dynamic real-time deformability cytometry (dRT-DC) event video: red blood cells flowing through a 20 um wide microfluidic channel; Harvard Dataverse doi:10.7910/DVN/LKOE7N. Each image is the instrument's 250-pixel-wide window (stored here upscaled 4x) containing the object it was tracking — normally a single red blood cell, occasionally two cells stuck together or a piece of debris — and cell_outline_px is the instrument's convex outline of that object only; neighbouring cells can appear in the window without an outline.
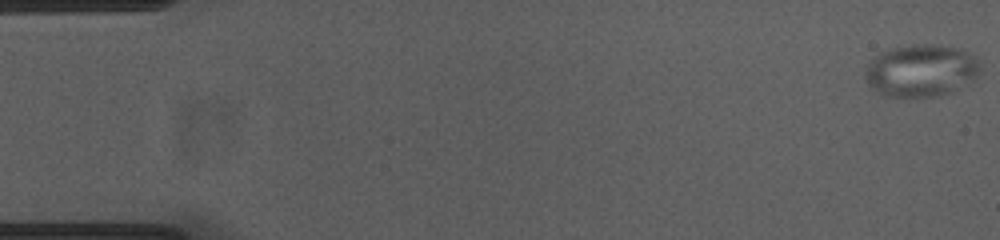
{"species": "common noctule bat (a hibernating species)", "species_latin": "Nyctalus noctula", "temperature_condition": "cold", "stored_images_in_passage": 54, "camera_frame_rate_fps": 3000, "um_per_image_px": 0.085, "animal": {"sex": "female", "body_mass_g": 23.0, "forearm_length_mm": 53.4}, "frame": {"image": 1, "passage_image": 1, "time_ms": 0.0, "image_size_px": [1000, 240], "cell_outline_px": [[980, 72], [968, 84], [948, 92], [936, 96], [888, 96], [868, 88], [864, 76], [868, 64], [880, 52], [892, 48], [912, 44], [928, 44], [960, 48], [980, 68]], "centroid_in_image_um": [78.21, 6.0], "position_along_channel_um": 6.8, "area_um2": 34.45}}
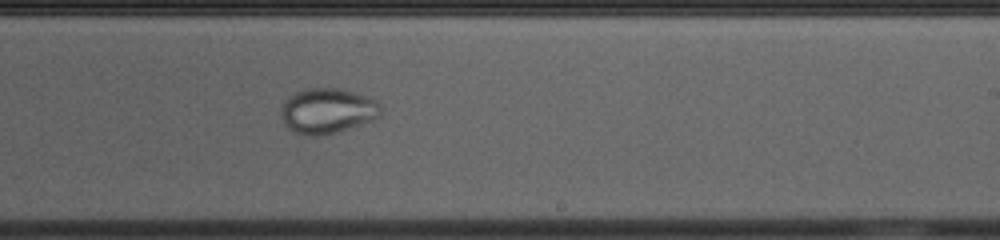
{"frame": {"image": 2, "passage_image": 33, "time_ms": 10.667, "image_size_px": [1000, 240], "cell_outline_px": [[380, 116], [372, 120], [336, 132], [316, 136], [312, 136], [292, 132], [284, 124], [280, 116], [280, 112], [284, 100], [288, 96], [296, 92], [308, 88], [336, 88], [352, 92], [376, 100], [380, 108]], "centroid_in_image_um": [27.76, 9.43], "position_along_channel_um": 261.2, "area_um2": 26.13}}
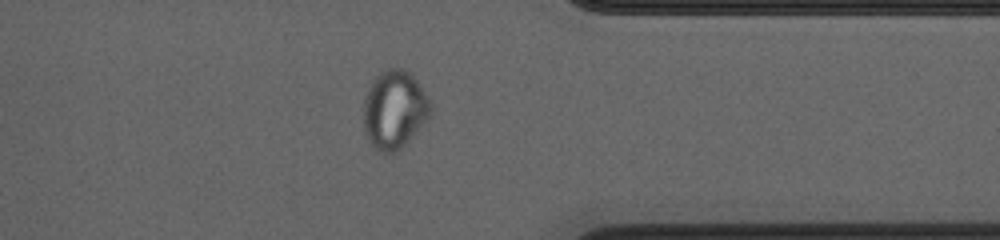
{"frame": {"image": 3, "passage_image": 43, "time_ms": 14.0, "image_size_px": [1000, 240], "cell_outline_px": [[432, 112], [428, 120], [400, 148], [392, 152], [380, 152], [368, 140], [364, 132], [364, 100], [368, 88], [372, 80], [380, 72], [388, 68], [404, 68], [416, 80], [432, 104]], "centroid_in_image_um": [33.52, 9.3], "position_along_channel_um": 377.9, "area_um2": 30.4}}